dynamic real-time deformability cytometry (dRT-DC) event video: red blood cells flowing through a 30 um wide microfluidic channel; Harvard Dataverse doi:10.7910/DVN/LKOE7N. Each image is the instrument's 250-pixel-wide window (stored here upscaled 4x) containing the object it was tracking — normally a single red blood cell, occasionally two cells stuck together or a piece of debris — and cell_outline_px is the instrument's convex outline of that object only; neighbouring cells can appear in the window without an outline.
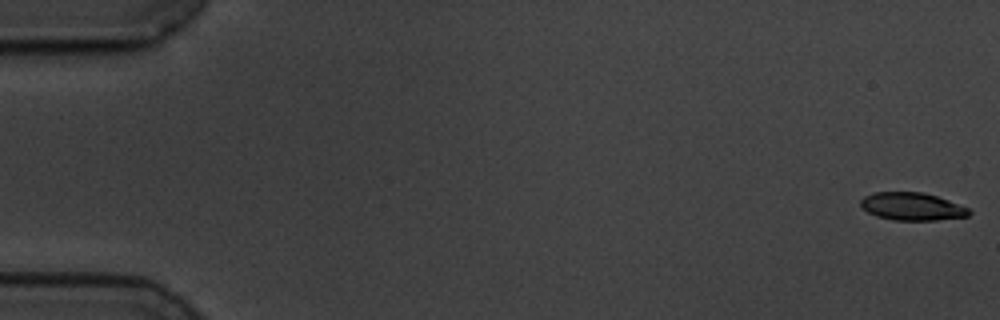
{"species": "common noctule bat (a hibernating species)", "species_latin": "Nyctalus noctula", "temperature_condition": "cold", "stored_images_in_passage": 58, "camera_frame_rate_fps": 3000, "um_per_image_px": 0.085, "animal": {"sex": "male", "body_mass_g": 19.5, "forearm_length_mm": 54.6}, "frame": {"image": 1, "passage_image": 1, "time_ms": 0.0, "image_size_px": [1000, 320], "cell_outline_px": [[972, 212], [968, 216], [936, 220], [892, 220], [876, 216], [868, 212], [860, 204], [860, 200], [864, 196], [872, 192], [924, 192], [948, 200], [968, 208]], "centroid_in_image_um": [77.51, 17.55], "position_along_channel_um": 7.5, "area_um2": 17.51}}
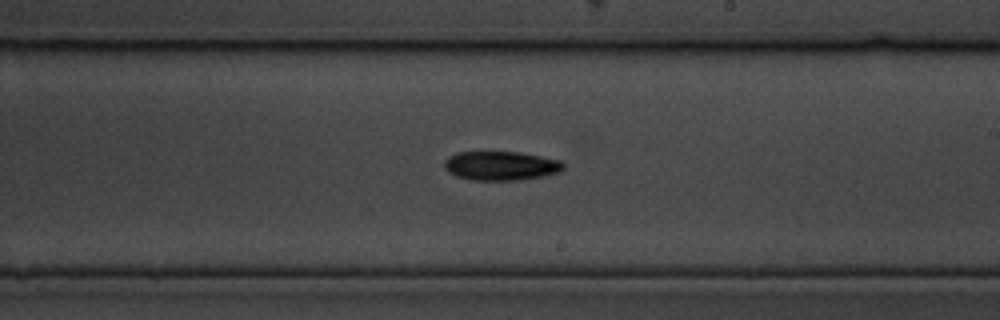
{"frame": {"image": 2, "passage_image": 34, "time_ms": 11.0, "image_size_px": [1000, 320], "cell_outline_px": [[564, 168], [560, 172], [544, 176], [520, 180], [472, 180], [456, 176], [448, 172], [444, 168], [444, 160], [448, 156], [456, 152], [520, 152], [560, 160], [564, 164]], "centroid_in_image_um": [42.56, 14.09], "position_along_channel_um": 246.4, "area_um2": 20.35}}
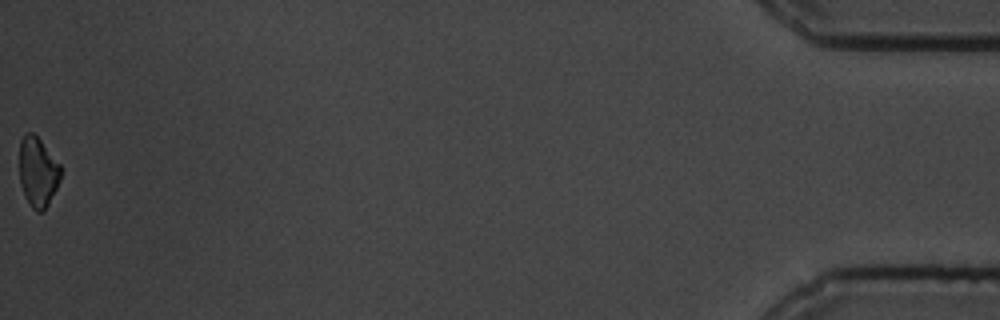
{"frame": {"image": 3, "passage_image": 58, "time_ms": 19.0, "image_size_px": [1000, 320], "cell_outline_px": [[60, 180], [44, 212], [36, 212], [32, 208], [24, 196], [20, 184], [20, 140], [24, 132], [32, 132], [40, 140], [60, 164]], "centroid_in_image_um": [3.2, 14.63], "position_along_channel_um": 432.0, "area_um2": 16.76}, "authors_computed_cell_mechanics": {"area_um2": 19.2763, "velocity_mm_per_s": 3.5067, "shape_relaxation_time_tau1_ms": 3.8794, "shape_relaxation_time_tau2_ms": null, "deformation_change_tau1": 0.1252, "deformation_change_tau2": null}}